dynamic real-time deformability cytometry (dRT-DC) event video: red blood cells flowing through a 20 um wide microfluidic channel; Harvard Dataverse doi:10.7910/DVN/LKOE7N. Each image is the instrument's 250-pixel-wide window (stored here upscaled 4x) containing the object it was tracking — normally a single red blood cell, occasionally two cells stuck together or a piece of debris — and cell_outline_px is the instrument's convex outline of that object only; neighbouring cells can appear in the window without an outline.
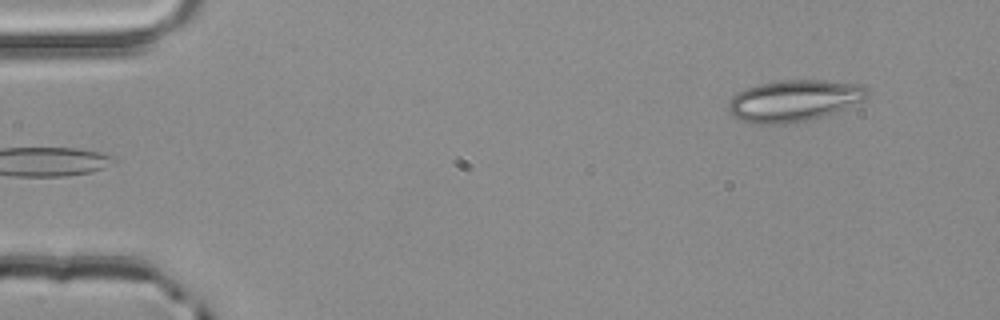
{"species": "common noctule bat (a hibernating species)", "species_latin": "Nyctalus noctula", "temperature_condition": "room temperature", "stored_images_in_passage": 3, "camera_frame_rate_fps": 3000, "um_per_image_px": 0.085, "animal": {"sex": "male", "body_mass_g": 20.4}, "frame": {"image": 1, "passage_image": 1, "time_ms": 0.0, "image_size_px": [1000, 320], "cell_outline_px": [[868, 96], [864, 100], [836, 112], [824, 116], [792, 124], [756, 124], [740, 120], [732, 116], [728, 112], [728, 104], [732, 96], [748, 88], [760, 84], [780, 80], [820, 80], [864, 84], [868, 88]], "centroid_in_image_um": [67.51, 8.57], "position_along_channel_um": 17.5, "area_um2": 33.87}}